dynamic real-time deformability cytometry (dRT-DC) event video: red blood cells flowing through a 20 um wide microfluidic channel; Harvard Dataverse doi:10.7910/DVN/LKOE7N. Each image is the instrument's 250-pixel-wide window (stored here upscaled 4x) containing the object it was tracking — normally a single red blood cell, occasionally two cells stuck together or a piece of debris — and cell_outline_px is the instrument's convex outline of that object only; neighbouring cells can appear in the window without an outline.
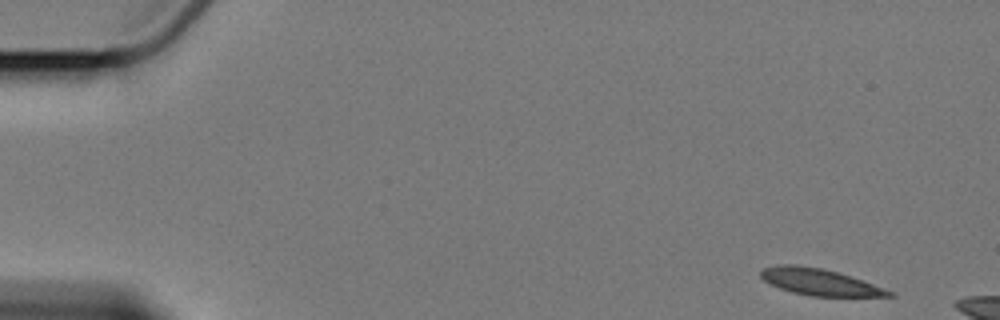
{"species": "Egyptian fruit bat (a non-hibernating species)", "species_latin": "Rousettus aegyptiacus", "temperature_condition": "cold", "stored_images_in_passage": 3, "camera_frame_rate_fps": 3000, "um_per_image_px": 0.085, "animal": {"sex": "female"}, "frame": {"image": 1, "passage_image": 1, "time_ms": 0.0, "image_size_px": [1000, 320], "cell_outline_px": [[896, 296], [812, 296], [792, 292], [780, 288], [764, 280], [760, 276], [760, 272], [764, 268], [780, 264], [796, 264], [820, 268], [836, 272], [872, 284], [892, 292]], "centroid_in_image_um": [69.6, 23.96], "position_along_channel_um": 15.4, "area_um2": 19.31}}